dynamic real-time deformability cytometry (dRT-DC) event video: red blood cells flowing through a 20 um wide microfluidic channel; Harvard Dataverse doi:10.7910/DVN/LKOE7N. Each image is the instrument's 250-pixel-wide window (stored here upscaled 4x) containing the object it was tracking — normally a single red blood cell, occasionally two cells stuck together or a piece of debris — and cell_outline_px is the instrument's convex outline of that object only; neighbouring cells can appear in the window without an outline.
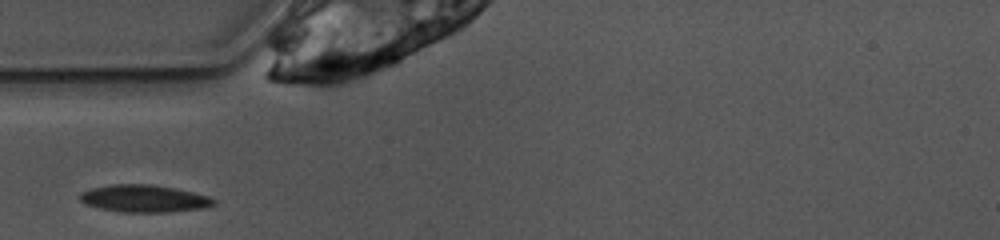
{"species": "common noctule bat (a hibernating species)", "species_latin": "Nyctalus noctula", "temperature_condition": "warm", "stored_images_in_passage": 23, "camera_frame_rate_fps": 3000, "um_per_image_px": 0.085, "animal": {"sex": "female", "body_mass_g": 10.0, "forearm_length_mm": 53.1}, "frame": {"image": 1, "passage_image": 1, "time_ms": 0.0, "image_size_px": [1000, 240], "cell_outline_px": [[216, 204], [204, 208], [168, 212], [124, 212], [100, 208], [84, 204], [80, 200], [80, 192], [92, 188], [112, 184], [152, 184], [192, 192], [208, 196], [216, 200]], "centroid_in_image_um": [12.24, 16.88], "position_along_channel_um": 72.8, "area_um2": 21.21}}
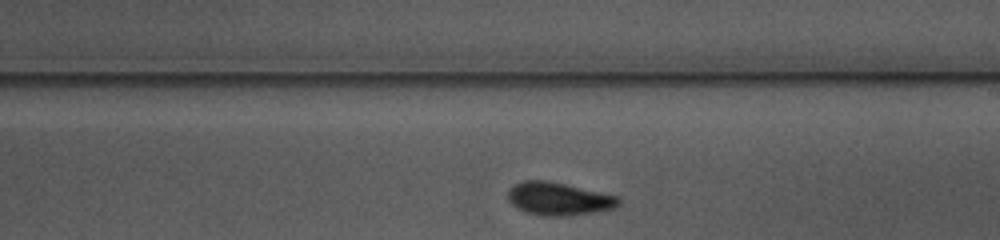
{"frame": {"image": 2, "passage_image": 14, "time_ms": 4.333, "image_size_px": [1000, 240], "cell_outline_px": [[620, 204], [616, 208], [600, 212], [564, 216], [548, 216], [528, 212], [512, 204], [508, 200], [508, 188], [524, 180], [544, 180], [564, 184], [620, 196]], "centroid_in_image_um": [47.55, 16.9], "position_along_channel_um": 241.5, "area_um2": 21.21}}
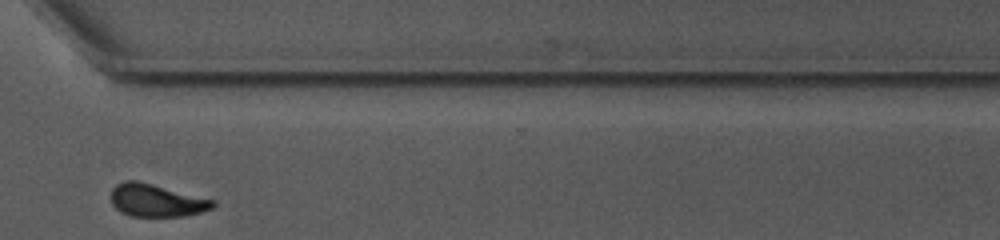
{"frame": {"image": 3, "passage_image": 23, "time_ms": 7.333, "image_size_px": [1000, 240], "cell_outline_px": [[216, 204], [212, 208], [188, 216], [128, 216], [120, 212], [112, 204], [112, 188], [116, 184], [124, 180], [136, 180], [216, 200]], "centroid_in_image_um": [13.29, 17.04], "position_along_channel_um": 357.3, "area_um2": 19.42}}